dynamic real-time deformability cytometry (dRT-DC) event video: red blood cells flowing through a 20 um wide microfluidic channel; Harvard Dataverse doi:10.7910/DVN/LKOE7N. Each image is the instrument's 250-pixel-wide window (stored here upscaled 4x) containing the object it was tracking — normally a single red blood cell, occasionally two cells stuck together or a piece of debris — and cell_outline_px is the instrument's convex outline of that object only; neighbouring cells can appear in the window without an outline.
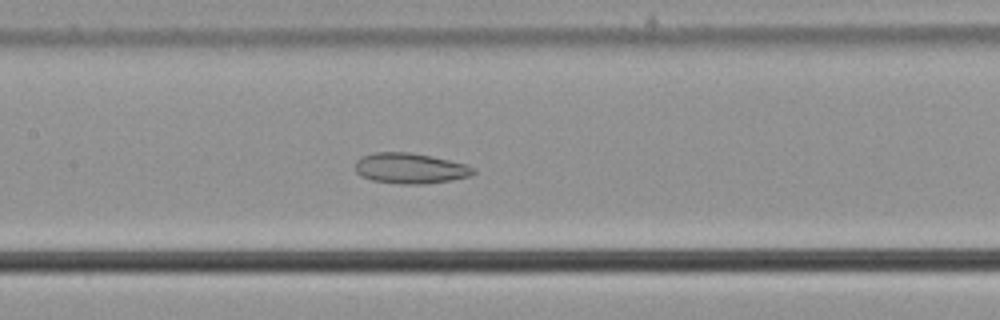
{"species": "common noctule bat (a hibernating species)", "species_latin": "Nyctalus noctula", "temperature_condition": "cold", "stored_images_in_passage": 58, "camera_frame_rate_fps": 3000, "um_per_image_px": 0.085, "animal": {"sex": "male", "body_mass_g": 21.5, "forearm_length_mm": 52.0}, "frame": {"image": 1, "passage_image": 29, "time_ms": 9.333, "image_size_px": [1000, 320], "cell_outline_px": [[476, 172], [472, 176], [452, 180], [424, 184], [400, 184], [372, 180], [360, 176], [356, 172], [356, 160], [360, 156], [376, 152], [408, 152], [432, 156], [464, 164], [476, 168]], "centroid_in_image_um": [34.87, 14.31], "position_along_channel_um": 172.5, "area_um2": 21.15}}
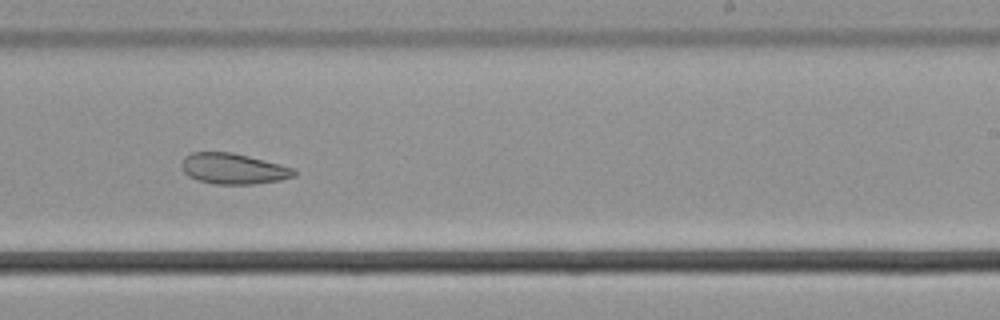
{"frame": {"image": 2, "passage_image": 37, "time_ms": 12.0, "image_size_px": [1000, 320], "cell_outline_px": [[296, 176], [280, 180], [252, 184], [212, 184], [196, 180], [188, 176], [184, 172], [180, 164], [184, 156], [192, 152], [232, 152], [296, 168]], "centroid_in_image_um": [19.81, 14.34], "position_along_channel_um": 269.2, "area_um2": 20.35}}
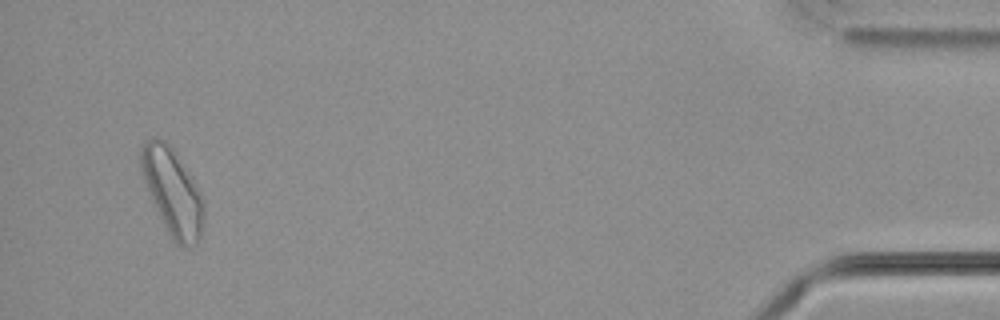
{"frame": {"image": 3, "passage_image": 56, "time_ms": 18.333, "image_size_px": [1000, 320], "cell_outline_px": [[204, 224], [200, 236], [196, 244], [184, 248], [176, 244], [164, 224], [148, 192], [144, 180], [140, 164], [140, 148], [144, 140], [164, 140], [172, 148], [192, 176], [204, 200]], "centroid_in_image_um": [14.69, 16.32], "position_along_channel_um": 420.5, "area_um2": 31.39}, "authors_computed_cell_mechanics": {"area_um2": 26.3857, "velocity_mm_per_s": 3.6323, "shape_relaxation_time_tau1_ms": null, "shape_relaxation_time_tau2_ms": 4.8159, "deformation_change_tau1": null, "deformation_change_tau2": 0.0966}}